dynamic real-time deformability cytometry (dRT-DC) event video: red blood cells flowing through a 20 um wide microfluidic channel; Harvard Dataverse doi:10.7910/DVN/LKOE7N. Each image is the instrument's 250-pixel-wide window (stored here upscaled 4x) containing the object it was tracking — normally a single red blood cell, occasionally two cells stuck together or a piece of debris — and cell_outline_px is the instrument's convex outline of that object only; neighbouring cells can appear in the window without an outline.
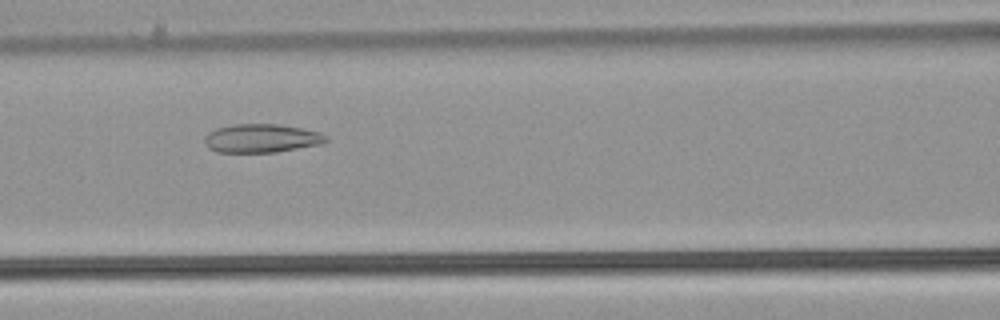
{"species": "common noctule bat (a hibernating species)", "species_latin": "Nyctalus noctula", "temperature_condition": "warm", "stored_images_in_passage": 48, "camera_frame_rate_fps": 3000, "um_per_image_px": 0.085, "animal": {"sex": "male", "body_mass_g": 21.5, "forearm_length_mm": 52.0}, "frame": {"image": 1, "passage_image": 19, "time_ms": 6.0, "image_size_px": [1000, 320], "cell_outline_px": [[328, 140], [320, 144], [276, 152], [216, 152], [208, 148], [204, 144], [204, 136], [208, 132], [216, 128], [236, 124], [280, 124], [320, 132], [328, 136]], "centroid_in_image_um": [22.2, 11.75], "position_along_channel_um": 144.4, "area_um2": 20.29}}
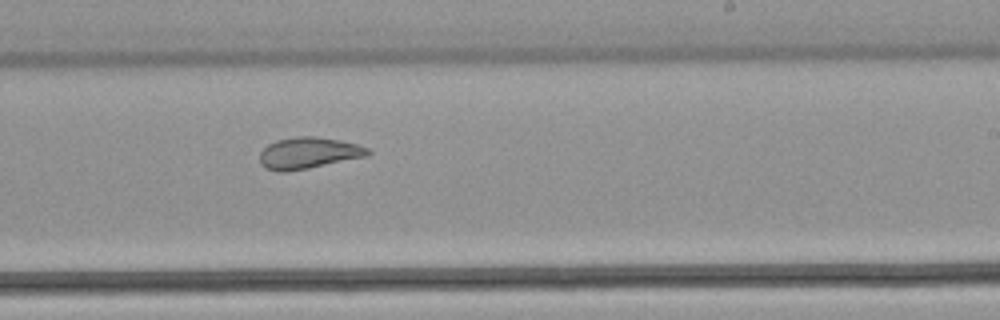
{"frame": {"image": 2, "passage_image": 28, "time_ms": 9.0, "image_size_px": [1000, 320], "cell_outline_px": [[372, 152], [368, 156], [288, 172], [276, 172], [264, 168], [260, 164], [260, 152], [268, 144], [276, 140], [296, 136], [316, 136], [340, 140], [356, 144], [368, 148]], "centroid_in_image_um": [26.19, 13.01], "position_along_channel_um": 262.8, "area_um2": 20.0}}
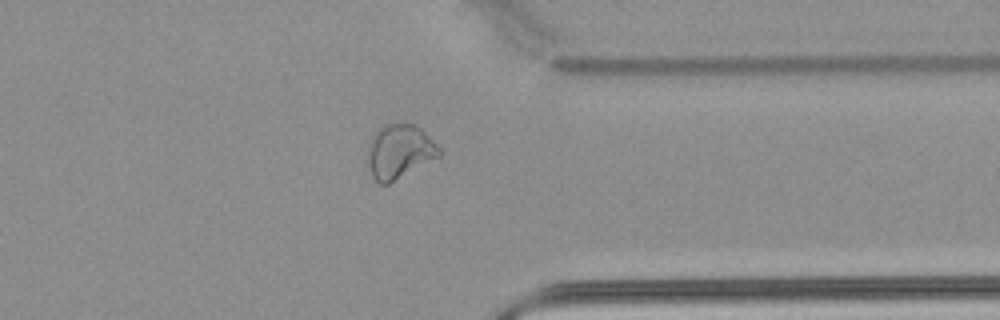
{"frame": {"image": 3, "passage_image": 37, "time_ms": 12.0, "image_size_px": [1000, 320], "cell_outline_px": [[444, 152], [440, 156], [388, 184], [380, 184], [372, 176], [368, 160], [368, 144], [372, 136], [384, 124], [416, 124]], "centroid_in_image_um": [33.96, 12.88], "position_along_channel_um": 377.4, "area_um2": 22.31}, "authors_computed_cell_mechanics": {"area_um2": 24.1026, "velocity_mm_per_s": 3.9598, "shape_relaxation_time_tau1_ms": null, "shape_relaxation_time_tau2_ms": 1.8036, "deformation_change_tau1": null, "deformation_change_tau2": 0.0954}}